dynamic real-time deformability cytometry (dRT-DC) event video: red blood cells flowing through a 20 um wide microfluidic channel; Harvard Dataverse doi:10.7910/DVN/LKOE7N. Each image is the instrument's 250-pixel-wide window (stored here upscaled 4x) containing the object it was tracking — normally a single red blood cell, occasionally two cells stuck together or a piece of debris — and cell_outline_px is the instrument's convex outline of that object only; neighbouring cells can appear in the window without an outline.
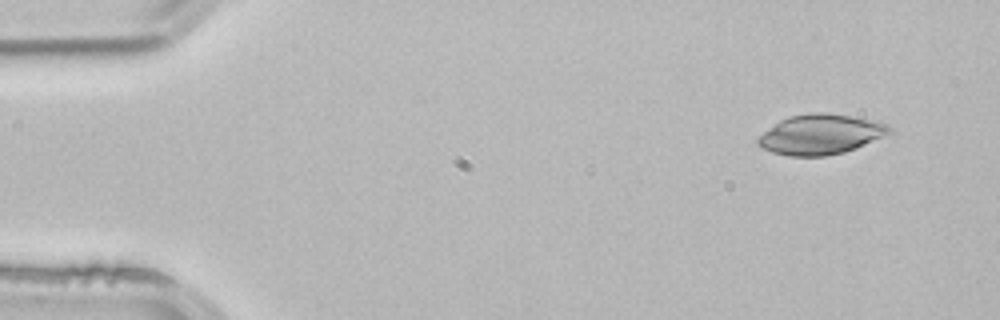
{"species": "common noctule bat (a hibernating species)", "species_latin": "Nyctalus noctula", "temperature_condition": "room temperature", "stored_images_in_passage": 3, "camera_frame_rate_fps": 3000, "um_per_image_px": 0.085, "animal": {"sex": "male", "body_mass_g": 21.5, "forearm_length_mm": 52.0}, "frame": {"image": 1, "passage_image": 1, "time_ms": 0.0, "image_size_px": [1000, 320], "cell_outline_px": [[892, 132], [856, 148], [844, 152], [824, 156], [788, 156], [772, 152], [756, 144], [756, 140], [764, 132], [780, 120], [792, 116], [808, 112], [824, 112], [852, 116], [888, 124], [892, 128]], "centroid_in_image_um": [69.75, 11.42], "position_along_channel_um": 15.3, "area_um2": 30.46}}
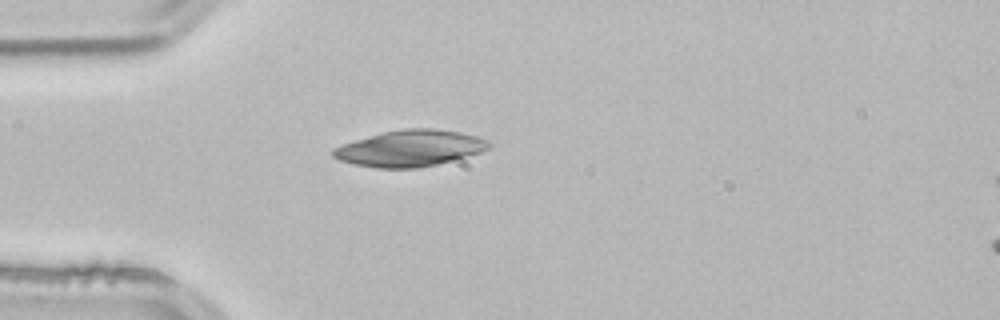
{"frame": {"image": 2, "passage_image": 3, "time_ms": 0.667, "image_size_px": [1000, 320], "cell_outline_px": [[492, 148], [480, 152], [436, 164], [416, 168], [376, 168], [352, 164], [340, 160], [332, 156], [332, 148], [356, 140], [384, 132], [404, 128], [436, 128], [460, 132], [476, 136], [488, 140], [492, 144]], "centroid_in_image_um": [34.86, 12.6], "position_along_channel_um": 50.1, "area_um2": 32.77}}